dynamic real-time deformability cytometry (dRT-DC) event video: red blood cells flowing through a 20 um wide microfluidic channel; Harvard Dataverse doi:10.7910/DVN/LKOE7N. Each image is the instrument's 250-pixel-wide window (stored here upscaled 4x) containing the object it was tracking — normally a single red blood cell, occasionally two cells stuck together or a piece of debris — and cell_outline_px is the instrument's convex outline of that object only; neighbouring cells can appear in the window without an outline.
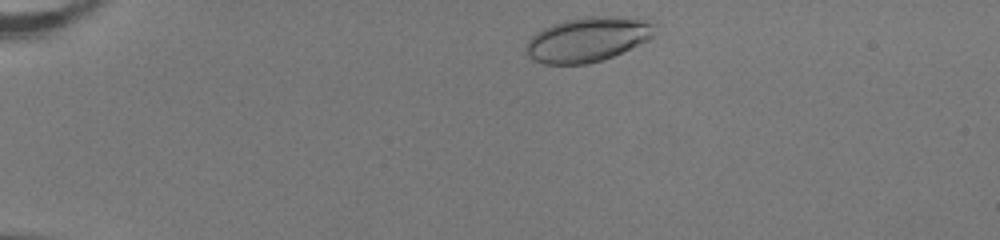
{"species": "human", "species_latin": "Homo sapiens", "temperature_condition": "room temperature", "stored_images_in_passage": 43, "camera_frame_rate_fps": 3000, "um_per_image_px": 0.085, "donor": {"sex": "female"}, "frame": {"image": 1, "passage_image": 2, "time_ms": 0.333, "image_size_px": [1000, 240], "cell_outline_px": [[656, 24], [652, 36], [648, 40], [640, 44], [612, 56], [588, 64], [544, 64], [528, 56], [524, 48], [528, 40], [536, 32], [552, 24], [564, 20], [584, 16], [616, 16], [644, 20]], "centroid_in_image_um": [49.92, 3.34], "position_along_channel_um": 35.1, "area_um2": 33.35}}
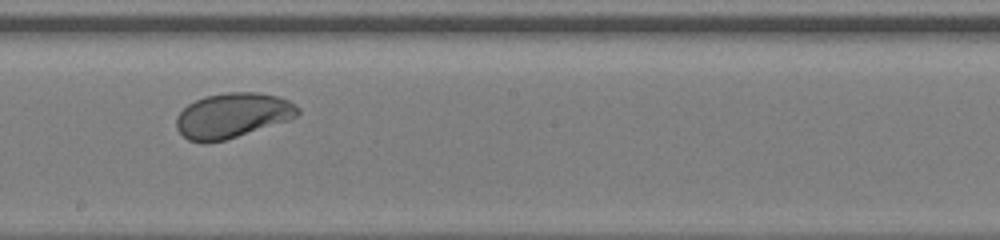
{"frame": {"image": 2, "passage_image": 22, "time_ms": 7.0, "image_size_px": [1000, 240], "cell_outline_px": [[300, 112], [296, 116], [288, 120], [224, 140], [204, 144], [188, 140], [176, 128], [176, 116], [188, 104], [204, 96], [228, 92], [260, 92], [280, 96], [288, 100], [300, 108]], "centroid_in_image_um": [19.75, 9.8], "position_along_channel_um": 228.5, "area_um2": 31.85}}
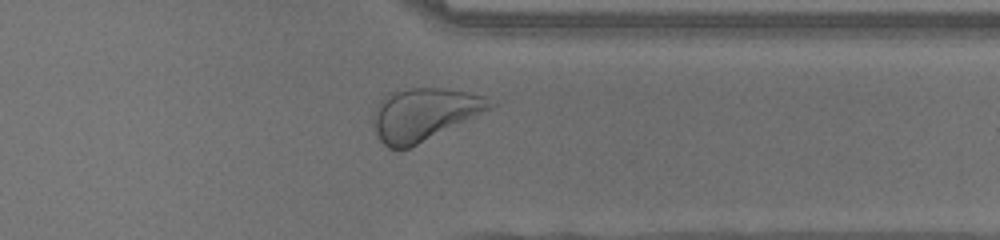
{"frame": {"image": 3, "passage_image": 33, "time_ms": 10.667, "image_size_px": [1000, 240], "cell_outline_px": [[496, 104], [492, 108], [400, 152], [388, 148], [380, 140], [372, 124], [372, 116], [380, 100], [388, 92], [412, 88], [440, 88], [468, 92], [488, 96], [496, 100]], "centroid_in_image_um": [36.04, 9.71], "position_along_channel_um": 375.4, "area_um2": 35.78}, "authors_computed_cell_mechanics": {"area_um2": 32.3102, "velocity_mm_per_s": 4.0043, "shape_relaxation_time_tau1_ms": 4.0491, "shape_relaxation_time_tau2_ms": null, "deformation_change_tau1": 0.1521, "deformation_change_tau2": null}}